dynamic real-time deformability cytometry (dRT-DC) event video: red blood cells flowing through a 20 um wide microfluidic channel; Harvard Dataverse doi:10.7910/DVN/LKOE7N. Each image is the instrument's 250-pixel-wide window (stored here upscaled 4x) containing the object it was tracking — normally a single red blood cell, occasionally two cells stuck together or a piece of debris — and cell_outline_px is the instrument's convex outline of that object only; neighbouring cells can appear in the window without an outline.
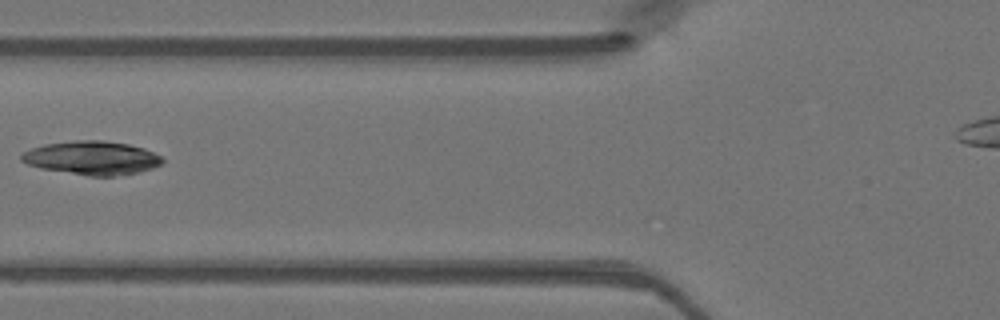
{"species": "Egyptian fruit bat (a non-hibernating species)", "species_latin": "Rousettus aegyptiacus", "temperature_condition": "warm", "stored_images_in_passage": 27, "camera_frame_rate_fps": 3000, "um_per_image_px": 0.085, "animal": {"sex": "female"}, "frame": {"image": 1, "passage_image": 2, "time_ms": 0.333, "image_size_px": [1000, 320], "cell_outline_px": [[164, 160], [160, 164], [152, 168], [136, 172], [112, 176], [88, 176], [40, 168], [28, 164], [20, 160], [20, 156], [24, 152], [32, 148], [44, 144], [76, 140], [104, 140], [128, 144], [144, 148], [160, 156]], "centroid_in_image_um": [7.79, 13.41], "position_along_channel_um": 118.0, "area_um2": 27.46}}
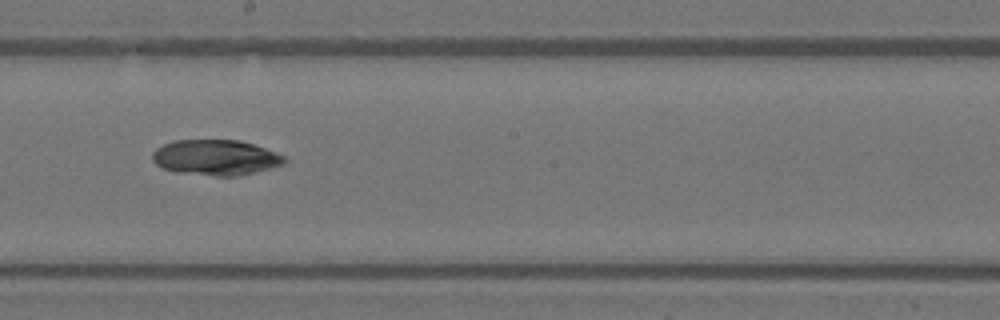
{"frame": {"image": 2, "passage_image": 10, "time_ms": 3.0, "image_size_px": [1000, 320], "cell_outline_px": [[288, 160], [284, 164], [256, 172], [240, 176], [216, 176], [176, 172], [164, 168], [156, 164], [152, 160], [152, 152], [156, 148], [172, 140], [240, 140], [264, 148], [284, 156]], "centroid_in_image_um": [18.32, 13.39], "position_along_channel_um": 229.9, "area_um2": 27.34}}
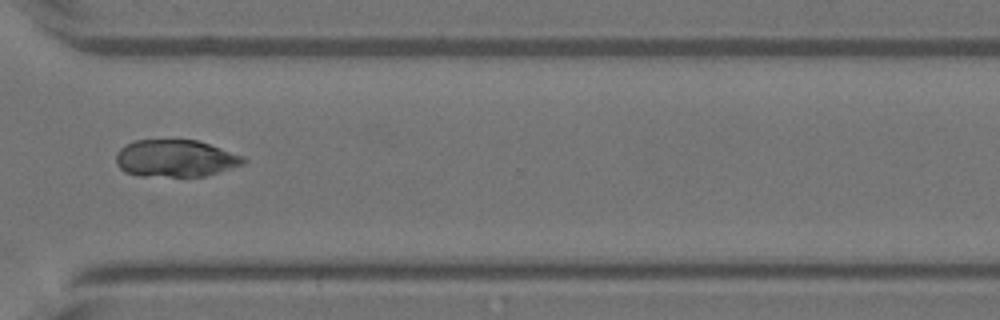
{"frame": {"image": 3, "passage_image": 19, "time_ms": 6.0, "image_size_px": [1000, 320], "cell_outline_px": [[248, 160], [244, 164], [204, 176], [140, 176], [124, 172], [116, 164], [116, 152], [124, 144], [136, 140], [196, 140], [244, 156]], "centroid_in_image_um": [14.88, 13.46], "position_along_channel_um": 355.7, "area_um2": 27.57}}